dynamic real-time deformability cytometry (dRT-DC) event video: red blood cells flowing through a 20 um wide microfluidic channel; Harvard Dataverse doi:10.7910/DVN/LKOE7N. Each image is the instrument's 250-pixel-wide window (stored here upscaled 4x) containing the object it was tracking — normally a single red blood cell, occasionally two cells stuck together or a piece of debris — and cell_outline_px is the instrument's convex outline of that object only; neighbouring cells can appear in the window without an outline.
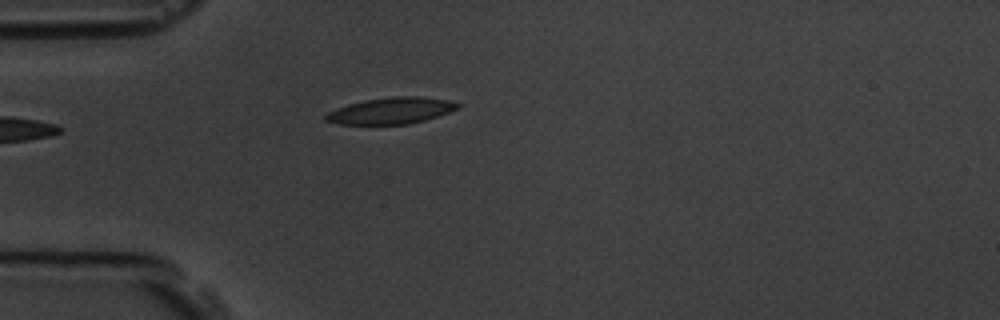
{"species": "common noctule bat (a hibernating species)", "species_latin": "Nyctalus noctula", "temperature_condition": "room temperature", "stored_images_in_passage": 4, "camera_frame_rate_fps": 3000, "um_per_image_px": 0.085, "animal": {"sex": "male", "body_mass_g": 19.5, "forearm_length_mm": 54.6}, "frame": {"image": 1, "passage_image": 4, "time_ms": 3.667, "image_size_px": [1000, 320], "cell_outline_px": [[460, 108], [424, 120], [408, 124], [336, 124], [324, 120], [324, 116], [328, 112], [336, 108], [348, 104], [364, 100], [392, 96], [420, 96], [448, 100], [460, 104]], "centroid_in_image_um": [33.21, 9.4], "position_along_channel_um": 51.8, "area_um2": 20.29}}